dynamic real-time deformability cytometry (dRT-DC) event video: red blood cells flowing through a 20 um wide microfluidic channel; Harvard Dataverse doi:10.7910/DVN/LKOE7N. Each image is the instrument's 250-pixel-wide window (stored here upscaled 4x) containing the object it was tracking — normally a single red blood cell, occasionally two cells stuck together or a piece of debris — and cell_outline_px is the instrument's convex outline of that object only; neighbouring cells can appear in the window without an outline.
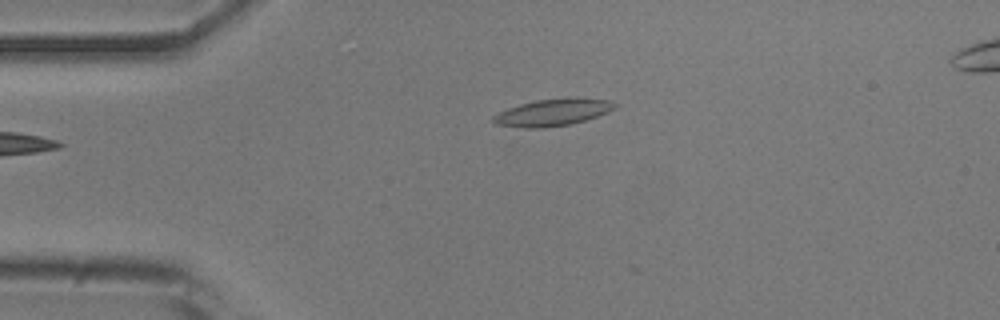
{"species": "common noctule bat (a hibernating species)", "species_latin": "Nyctalus noctula", "temperature_condition": "room temperature", "stored_images_in_passage": 4, "camera_frame_rate_fps": 3000, "um_per_image_px": 0.085, "animal": {"sex": "male", "body_mass_g": 20.5, "forearm_length_mm": 52.5}, "frame": {"image": 1, "passage_image": 4, "time_ms": 3.667, "image_size_px": [1000, 320], "cell_outline_px": [[616, 108], [608, 112], [572, 124], [544, 128], [524, 128], [496, 124], [492, 120], [492, 116], [496, 112], [520, 104], [536, 100], [576, 96], [608, 100], [616, 104]], "centroid_in_image_um": [46.98, 9.54], "position_along_channel_um": 38.0, "area_um2": 19.36}}